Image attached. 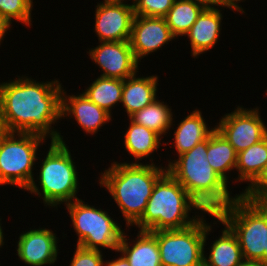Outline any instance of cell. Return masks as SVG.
I'll use <instances>...</instances> for the list:
<instances>
[{
	"label": "cell",
	"instance_id": "obj_1",
	"mask_svg": "<svg viewBox=\"0 0 267 266\" xmlns=\"http://www.w3.org/2000/svg\"><path fill=\"white\" fill-rule=\"evenodd\" d=\"M62 90L56 79L44 83L23 75L1 83L0 118L4 131L34 133L65 143L52 126L62 119Z\"/></svg>",
	"mask_w": 267,
	"mask_h": 266
},
{
	"label": "cell",
	"instance_id": "obj_2",
	"mask_svg": "<svg viewBox=\"0 0 267 266\" xmlns=\"http://www.w3.org/2000/svg\"><path fill=\"white\" fill-rule=\"evenodd\" d=\"M166 171L167 167H159L152 161L113 162L101 173L99 184L108 190L130 227L142 217L155 183Z\"/></svg>",
	"mask_w": 267,
	"mask_h": 266
},
{
	"label": "cell",
	"instance_id": "obj_3",
	"mask_svg": "<svg viewBox=\"0 0 267 266\" xmlns=\"http://www.w3.org/2000/svg\"><path fill=\"white\" fill-rule=\"evenodd\" d=\"M207 139L190 151L169 161L167 171L207 212L217 213L237 198L230 196L228 184L214 171L207 158Z\"/></svg>",
	"mask_w": 267,
	"mask_h": 266
},
{
	"label": "cell",
	"instance_id": "obj_4",
	"mask_svg": "<svg viewBox=\"0 0 267 266\" xmlns=\"http://www.w3.org/2000/svg\"><path fill=\"white\" fill-rule=\"evenodd\" d=\"M192 209L206 213L185 188L166 171L155 183L142 217L134 224L139 230L184 229L200 217L192 218ZM197 216V218H196Z\"/></svg>",
	"mask_w": 267,
	"mask_h": 266
},
{
	"label": "cell",
	"instance_id": "obj_5",
	"mask_svg": "<svg viewBox=\"0 0 267 266\" xmlns=\"http://www.w3.org/2000/svg\"><path fill=\"white\" fill-rule=\"evenodd\" d=\"M216 216L236 235L244 260L267 263V201L238 195Z\"/></svg>",
	"mask_w": 267,
	"mask_h": 266
},
{
	"label": "cell",
	"instance_id": "obj_6",
	"mask_svg": "<svg viewBox=\"0 0 267 266\" xmlns=\"http://www.w3.org/2000/svg\"><path fill=\"white\" fill-rule=\"evenodd\" d=\"M71 152L65 143L51 141L48 153L43 159L38 183L32 181L26 189L43 199L44 205L50 208L70 203L76 199L78 193V172ZM40 188V189H39Z\"/></svg>",
	"mask_w": 267,
	"mask_h": 266
},
{
	"label": "cell",
	"instance_id": "obj_7",
	"mask_svg": "<svg viewBox=\"0 0 267 266\" xmlns=\"http://www.w3.org/2000/svg\"><path fill=\"white\" fill-rule=\"evenodd\" d=\"M43 142L45 137L38 134L4 131L0 136V185L26 191L35 180L32 169Z\"/></svg>",
	"mask_w": 267,
	"mask_h": 266
},
{
	"label": "cell",
	"instance_id": "obj_8",
	"mask_svg": "<svg viewBox=\"0 0 267 266\" xmlns=\"http://www.w3.org/2000/svg\"><path fill=\"white\" fill-rule=\"evenodd\" d=\"M65 205L78 236L76 245L86 249L100 250L102 247L117 251L124 230L107 211L85 204L80 198Z\"/></svg>",
	"mask_w": 267,
	"mask_h": 266
},
{
	"label": "cell",
	"instance_id": "obj_9",
	"mask_svg": "<svg viewBox=\"0 0 267 266\" xmlns=\"http://www.w3.org/2000/svg\"><path fill=\"white\" fill-rule=\"evenodd\" d=\"M203 217L184 229L156 231L161 266H203L206 240L212 231Z\"/></svg>",
	"mask_w": 267,
	"mask_h": 266
},
{
	"label": "cell",
	"instance_id": "obj_10",
	"mask_svg": "<svg viewBox=\"0 0 267 266\" xmlns=\"http://www.w3.org/2000/svg\"><path fill=\"white\" fill-rule=\"evenodd\" d=\"M266 126L258 107L248 110L237 106L231 113H226L215 128L239 153L264 139Z\"/></svg>",
	"mask_w": 267,
	"mask_h": 266
},
{
	"label": "cell",
	"instance_id": "obj_11",
	"mask_svg": "<svg viewBox=\"0 0 267 266\" xmlns=\"http://www.w3.org/2000/svg\"><path fill=\"white\" fill-rule=\"evenodd\" d=\"M104 0L95 9V34L99 42L128 41L135 17L133 4Z\"/></svg>",
	"mask_w": 267,
	"mask_h": 266
},
{
	"label": "cell",
	"instance_id": "obj_12",
	"mask_svg": "<svg viewBox=\"0 0 267 266\" xmlns=\"http://www.w3.org/2000/svg\"><path fill=\"white\" fill-rule=\"evenodd\" d=\"M89 50V56L102 69L101 77L125 80L139 72V62L128 41L99 42Z\"/></svg>",
	"mask_w": 267,
	"mask_h": 266
},
{
	"label": "cell",
	"instance_id": "obj_13",
	"mask_svg": "<svg viewBox=\"0 0 267 266\" xmlns=\"http://www.w3.org/2000/svg\"><path fill=\"white\" fill-rule=\"evenodd\" d=\"M175 39L164 17H134L129 39L136 60L141 62L145 56L160 50L164 44Z\"/></svg>",
	"mask_w": 267,
	"mask_h": 266
},
{
	"label": "cell",
	"instance_id": "obj_14",
	"mask_svg": "<svg viewBox=\"0 0 267 266\" xmlns=\"http://www.w3.org/2000/svg\"><path fill=\"white\" fill-rule=\"evenodd\" d=\"M56 236V233L47 228L25 231L18 238L16 255L30 266L54 265L59 250Z\"/></svg>",
	"mask_w": 267,
	"mask_h": 266
},
{
	"label": "cell",
	"instance_id": "obj_15",
	"mask_svg": "<svg viewBox=\"0 0 267 266\" xmlns=\"http://www.w3.org/2000/svg\"><path fill=\"white\" fill-rule=\"evenodd\" d=\"M61 115L63 119L73 115L83 131L91 135L96 134L112 118V114L90 101L84 93L66 95L65 89L62 90Z\"/></svg>",
	"mask_w": 267,
	"mask_h": 266
},
{
	"label": "cell",
	"instance_id": "obj_16",
	"mask_svg": "<svg viewBox=\"0 0 267 266\" xmlns=\"http://www.w3.org/2000/svg\"><path fill=\"white\" fill-rule=\"evenodd\" d=\"M222 16L218 7H206L185 34L190 41L194 58L211 50L217 44L221 32Z\"/></svg>",
	"mask_w": 267,
	"mask_h": 266
},
{
	"label": "cell",
	"instance_id": "obj_17",
	"mask_svg": "<svg viewBox=\"0 0 267 266\" xmlns=\"http://www.w3.org/2000/svg\"><path fill=\"white\" fill-rule=\"evenodd\" d=\"M127 236L124 231L116 252L122 253L131 266H161L156 231L139 230L132 246Z\"/></svg>",
	"mask_w": 267,
	"mask_h": 266
},
{
	"label": "cell",
	"instance_id": "obj_18",
	"mask_svg": "<svg viewBox=\"0 0 267 266\" xmlns=\"http://www.w3.org/2000/svg\"><path fill=\"white\" fill-rule=\"evenodd\" d=\"M158 76L137 77L134 74L123 80L122 106L128 118L157 99Z\"/></svg>",
	"mask_w": 267,
	"mask_h": 266
},
{
	"label": "cell",
	"instance_id": "obj_19",
	"mask_svg": "<svg viewBox=\"0 0 267 266\" xmlns=\"http://www.w3.org/2000/svg\"><path fill=\"white\" fill-rule=\"evenodd\" d=\"M184 117L174 130L173 146L176 149L177 156L190 151L198 143L209 138L216 128H208L201 111L198 109L190 112Z\"/></svg>",
	"mask_w": 267,
	"mask_h": 266
},
{
	"label": "cell",
	"instance_id": "obj_20",
	"mask_svg": "<svg viewBox=\"0 0 267 266\" xmlns=\"http://www.w3.org/2000/svg\"><path fill=\"white\" fill-rule=\"evenodd\" d=\"M207 214L215 217L225 228L218 240L213 241L208 258L207 255H203V266H238L244 259L236 235L216 216V213L207 212Z\"/></svg>",
	"mask_w": 267,
	"mask_h": 266
},
{
	"label": "cell",
	"instance_id": "obj_21",
	"mask_svg": "<svg viewBox=\"0 0 267 266\" xmlns=\"http://www.w3.org/2000/svg\"><path fill=\"white\" fill-rule=\"evenodd\" d=\"M162 137L155 131L141 126L130 120L129 127L124 133V146L128 154L134 158V163H141L143 158H149L161 144Z\"/></svg>",
	"mask_w": 267,
	"mask_h": 266
},
{
	"label": "cell",
	"instance_id": "obj_22",
	"mask_svg": "<svg viewBox=\"0 0 267 266\" xmlns=\"http://www.w3.org/2000/svg\"><path fill=\"white\" fill-rule=\"evenodd\" d=\"M237 155L233 146L215 130L207 139V160L214 171L228 184L229 171L236 169ZM228 171V172H227Z\"/></svg>",
	"mask_w": 267,
	"mask_h": 266
},
{
	"label": "cell",
	"instance_id": "obj_23",
	"mask_svg": "<svg viewBox=\"0 0 267 266\" xmlns=\"http://www.w3.org/2000/svg\"><path fill=\"white\" fill-rule=\"evenodd\" d=\"M267 163V136L257 144L240 151L237 155L236 169L238 177L235 182H250V186L261 174Z\"/></svg>",
	"mask_w": 267,
	"mask_h": 266
},
{
	"label": "cell",
	"instance_id": "obj_24",
	"mask_svg": "<svg viewBox=\"0 0 267 266\" xmlns=\"http://www.w3.org/2000/svg\"><path fill=\"white\" fill-rule=\"evenodd\" d=\"M206 6L195 0H175L164 16L172 35L185 36Z\"/></svg>",
	"mask_w": 267,
	"mask_h": 266
},
{
	"label": "cell",
	"instance_id": "obj_25",
	"mask_svg": "<svg viewBox=\"0 0 267 266\" xmlns=\"http://www.w3.org/2000/svg\"><path fill=\"white\" fill-rule=\"evenodd\" d=\"M160 101L154 100L142 110L131 115L128 120L147 127L163 137L173 125V112L172 108Z\"/></svg>",
	"mask_w": 267,
	"mask_h": 266
},
{
	"label": "cell",
	"instance_id": "obj_26",
	"mask_svg": "<svg viewBox=\"0 0 267 266\" xmlns=\"http://www.w3.org/2000/svg\"><path fill=\"white\" fill-rule=\"evenodd\" d=\"M122 90L123 80L98 76L82 93L111 114V108L122 101Z\"/></svg>",
	"mask_w": 267,
	"mask_h": 266
},
{
	"label": "cell",
	"instance_id": "obj_27",
	"mask_svg": "<svg viewBox=\"0 0 267 266\" xmlns=\"http://www.w3.org/2000/svg\"><path fill=\"white\" fill-rule=\"evenodd\" d=\"M33 6V0H0V19L9 29L14 20L31 26Z\"/></svg>",
	"mask_w": 267,
	"mask_h": 266
},
{
	"label": "cell",
	"instance_id": "obj_28",
	"mask_svg": "<svg viewBox=\"0 0 267 266\" xmlns=\"http://www.w3.org/2000/svg\"><path fill=\"white\" fill-rule=\"evenodd\" d=\"M175 0H134V14L146 17H164Z\"/></svg>",
	"mask_w": 267,
	"mask_h": 266
},
{
	"label": "cell",
	"instance_id": "obj_29",
	"mask_svg": "<svg viewBox=\"0 0 267 266\" xmlns=\"http://www.w3.org/2000/svg\"><path fill=\"white\" fill-rule=\"evenodd\" d=\"M103 258L101 250L86 249L76 245L70 266H102Z\"/></svg>",
	"mask_w": 267,
	"mask_h": 266
},
{
	"label": "cell",
	"instance_id": "obj_30",
	"mask_svg": "<svg viewBox=\"0 0 267 266\" xmlns=\"http://www.w3.org/2000/svg\"><path fill=\"white\" fill-rule=\"evenodd\" d=\"M246 187L248 188L238 195L250 200L267 201V163L260 176L250 186Z\"/></svg>",
	"mask_w": 267,
	"mask_h": 266
},
{
	"label": "cell",
	"instance_id": "obj_31",
	"mask_svg": "<svg viewBox=\"0 0 267 266\" xmlns=\"http://www.w3.org/2000/svg\"><path fill=\"white\" fill-rule=\"evenodd\" d=\"M243 2V0H221V7L224 8H229L231 10L237 11V12H241L242 14L245 13L242 8V6H239L237 3L238 2Z\"/></svg>",
	"mask_w": 267,
	"mask_h": 266
},
{
	"label": "cell",
	"instance_id": "obj_32",
	"mask_svg": "<svg viewBox=\"0 0 267 266\" xmlns=\"http://www.w3.org/2000/svg\"><path fill=\"white\" fill-rule=\"evenodd\" d=\"M102 266H131L126 257L121 253V257L115 258V260L104 261Z\"/></svg>",
	"mask_w": 267,
	"mask_h": 266
},
{
	"label": "cell",
	"instance_id": "obj_33",
	"mask_svg": "<svg viewBox=\"0 0 267 266\" xmlns=\"http://www.w3.org/2000/svg\"><path fill=\"white\" fill-rule=\"evenodd\" d=\"M203 3L206 7L221 6V0H195Z\"/></svg>",
	"mask_w": 267,
	"mask_h": 266
},
{
	"label": "cell",
	"instance_id": "obj_34",
	"mask_svg": "<svg viewBox=\"0 0 267 266\" xmlns=\"http://www.w3.org/2000/svg\"><path fill=\"white\" fill-rule=\"evenodd\" d=\"M238 266H267V263L261 261H246L243 260Z\"/></svg>",
	"mask_w": 267,
	"mask_h": 266
},
{
	"label": "cell",
	"instance_id": "obj_35",
	"mask_svg": "<svg viewBox=\"0 0 267 266\" xmlns=\"http://www.w3.org/2000/svg\"><path fill=\"white\" fill-rule=\"evenodd\" d=\"M8 30L10 29L7 26H0V45H1L3 38H5L4 36H6V33Z\"/></svg>",
	"mask_w": 267,
	"mask_h": 266
},
{
	"label": "cell",
	"instance_id": "obj_36",
	"mask_svg": "<svg viewBox=\"0 0 267 266\" xmlns=\"http://www.w3.org/2000/svg\"><path fill=\"white\" fill-rule=\"evenodd\" d=\"M1 221V218H0ZM4 233H3V229L1 227V222H0V248L4 245Z\"/></svg>",
	"mask_w": 267,
	"mask_h": 266
},
{
	"label": "cell",
	"instance_id": "obj_37",
	"mask_svg": "<svg viewBox=\"0 0 267 266\" xmlns=\"http://www.w3.org/2000/svg\"><path fill=\"white\" fill-rule=\"evenodd\" d=\"M4 132V129H3V126H2V123H1V118H0V136L1 134Z\"/></svg>",
	"mask_w": 267,
	"mask_h": 266
},
{
	"label": "cell",
	"instance_id": "obj_38",
	"mask_svg": "<svg viewBox=\"0 0 267 266\" xmlns=\"http://www.w3.org/2000/svg\"><path fill=\"white\" fill-rule=\"evenodd\" d=\"M0 26H6V25L2 22L1 19H0Z\"/></svg>",
	"mask_w": 267,
	"mask_h": 266
}]
</instances>
